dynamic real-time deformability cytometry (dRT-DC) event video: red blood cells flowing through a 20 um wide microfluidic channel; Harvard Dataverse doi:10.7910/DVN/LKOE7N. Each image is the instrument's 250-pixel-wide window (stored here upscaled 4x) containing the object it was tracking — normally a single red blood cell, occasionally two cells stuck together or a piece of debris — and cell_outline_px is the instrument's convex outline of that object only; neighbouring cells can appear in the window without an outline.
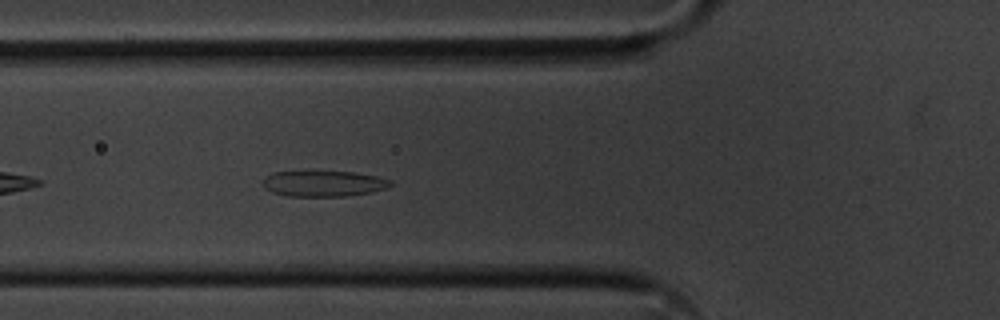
{"species": "common noctule bat (a hibernating species)", "species_latin": "Nyctalus noctula", "temperature_condition": "cold", "stored_images_in_passage": 32, "camera_frame_rate_fps": 3000, "um_per_image_px": 0.085, "animal": {"sex": "male", "body_mass_g": 20.1, "forearm_length_mm": 53.5}, "frame": {"image": 1, "passage_image": 6, "time_ms": 1.667, "image_size_px": [1000, 320], "cell_outline_px": [[392, 184], [384, 188], [368, 192], [348, 196], [288, 196], [272, 192], [264, 188], [264, 176], [272, 172], [352, 172], [376, 176], [392, 180]], "centroid_in_image_um": [27.47, 15.61], "position_along_channel_um": 98.3, "area_um2": 18.9}}
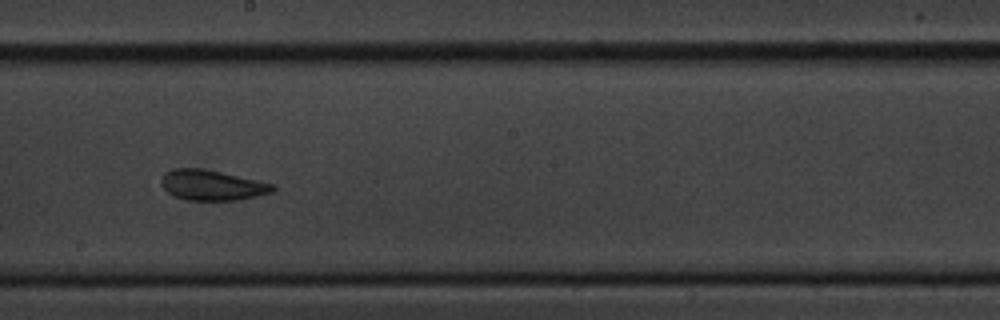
{"frame": {"image": 2, "passage_image": 17, "time_ms": 5.333, "image_size_px": [1000, 320], "cell_outline_px": [[276, 188], [272, 192], [240, 200], [188, 200], [176, 196], [168, 192], [160, 184], [160, 180], [164, 172], [172, 168], [200, 168], [220, 172], [276, 184]], "centroid_in_image_um": [18.01, 15.73], "position_along_channel_um": 230.2, "area_um2": 19.71}}
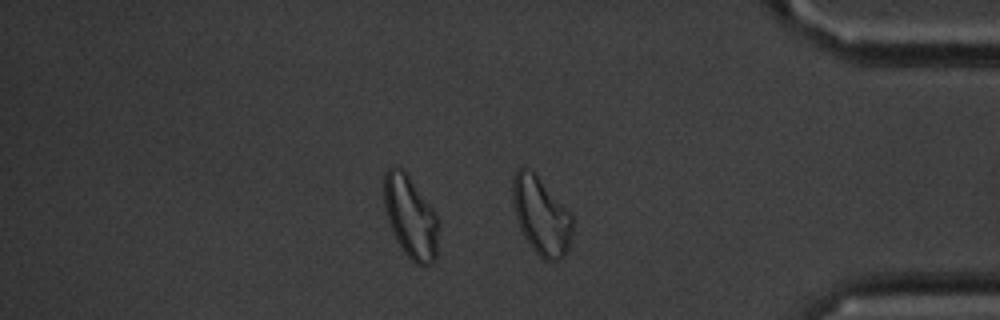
{"frame": {"image": 3, "passage_image": 32, "time_ms": 10.333, "image_size_px": [1000, 320], "cell_outline_px": [[572, 232], [568, 248], [564, 256], [560, 260], [544, 260], [532, 248], [524, 236], [520, 228], [516, 216], [512, 200], [512, 180], [516, 172], [520, 168], [532, 168], [536, 172], [572, 212]], "centroid_in_image_um": [46.02, 18.29], "position_along_channel_um": 389.2, "area_um2": 27.46}, "authors_computed_cell_mechanics": {"area_um2": 19.652, "velocity_mm_per_s": 3.5847, "shape_relaxation_time_tau1_ms": 7.4447, "shape_relaxation_time_tau2_ms": 1.6496, "deformation_change_tau1": 0.1697, "deformation_change_tau2": 0.0978}}